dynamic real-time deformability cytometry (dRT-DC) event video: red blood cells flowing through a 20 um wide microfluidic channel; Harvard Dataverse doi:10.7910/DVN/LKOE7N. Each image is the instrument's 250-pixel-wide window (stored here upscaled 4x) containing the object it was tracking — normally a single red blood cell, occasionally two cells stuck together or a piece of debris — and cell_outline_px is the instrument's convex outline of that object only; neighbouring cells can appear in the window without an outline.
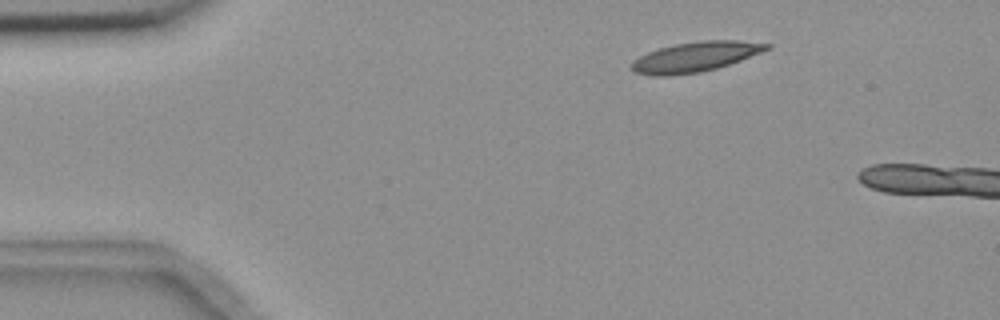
{"species": "common noctule bat (a hibernating species)", "species_latin": "Nyctalus noctula", "temperature_condition": "room temperature", "stored_images_in_passage": 3, "camera_frame_rate_fps": 3000, "um_per_image_px": 0.085, "animal": {"sex": "female", "body_mass_g": 18.4}, "frame": {"image": 1, "passage_image": 2, "time_ms": 1.333, "image_size_px": [1000, 320], "cell_outline_px": [[772, 48], [740, 60], [716, 68], [700, 72], [668, 76], [656, 76], [636, 72], [628, 68], [632, 60], [648, 52], [660, 48], [676, 44], [700, 40], [736, 40], [772, 44]], "centroid_in_image_um": [59.08, 4.83], "position_along_channel_um": 25.9, "area_um2": 23.52}}